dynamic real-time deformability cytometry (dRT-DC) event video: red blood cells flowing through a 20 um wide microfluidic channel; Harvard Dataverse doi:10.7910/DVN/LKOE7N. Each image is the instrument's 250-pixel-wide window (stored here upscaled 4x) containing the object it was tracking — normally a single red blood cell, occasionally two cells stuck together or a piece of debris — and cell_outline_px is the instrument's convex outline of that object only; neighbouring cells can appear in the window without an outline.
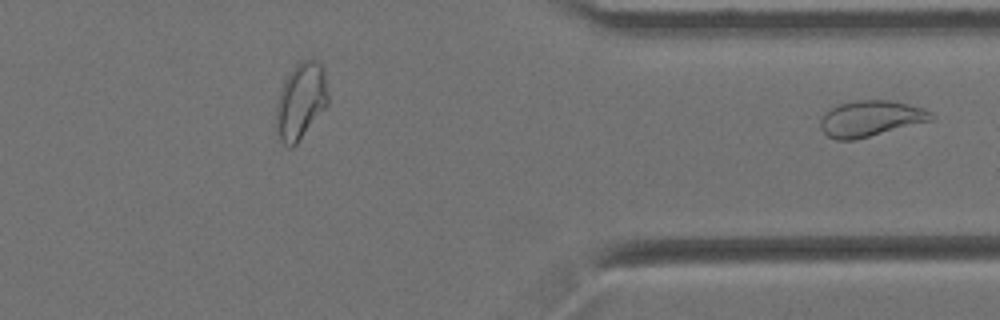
{"species": "Egyptian fruit bat (a non-hibernating species)", "species_latin": "Rousettus aegyptiacus", "temperature_condition": "cold", "stored_images_in_passage": 39, "segment_of_instrument_passage": [2, 2], "camera_frame_rate_fps": 3000, "um_per_image_px": 0.085, "animal": {"sex": "female"}, "frame": {"image": 1, "passage_image": 39, "time_ms": 12.667, "image_size_px": [1000, 320], "cell_outline_px": [[936, 120], [852, 140], [836, 140], [828, 136], [820, 128], [820, 120], [824, 112], [840, 104], [860, 100], [888, 100], [908, 104], [924, 108], [932, 112], [936, 116]], "centroid_in_image_um": [74.05, 10.08], "position_along_channel_um": 337.3, "area_um2": 23.24}}